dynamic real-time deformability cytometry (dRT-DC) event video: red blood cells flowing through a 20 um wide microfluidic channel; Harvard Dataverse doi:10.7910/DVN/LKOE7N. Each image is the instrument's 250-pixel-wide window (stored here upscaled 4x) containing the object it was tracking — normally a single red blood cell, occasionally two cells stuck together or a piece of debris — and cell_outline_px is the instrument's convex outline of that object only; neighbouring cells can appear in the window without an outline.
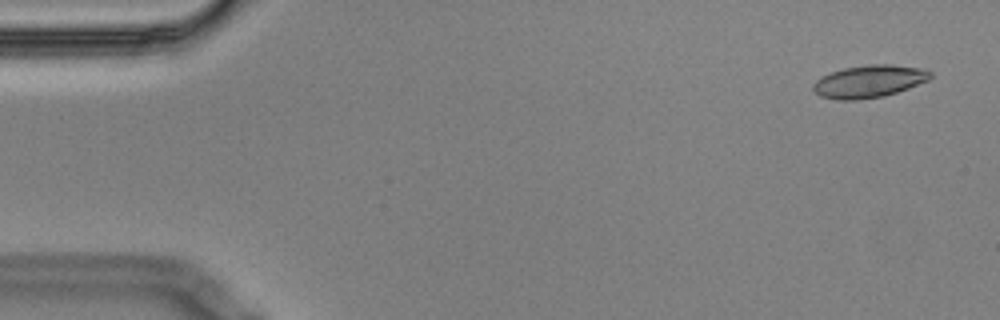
{"species": "Egyptian fruit bat (a non-hibernating species)", "species_latin": "Rousettus aegyptiacus", "temperature_condition": "cold", "stored_images_in_passage": 4, "camera_frame_rate_fps": 3000, "um_per_image_px": 0.085, "animal": {"sex": "male"}, "frame": {"image": 1, "passage_image": 1, "time_ms": 0.0, "image_size_px": [1000, 320], "cell_outline_px": [[932, 76], [928, 80], [908, 88], [884, 96], [856, 100], [836, 100], [820, 96], [812, 92], [812, 84], [816, 80], [832, 72], [844, 68], [868, 64], [892, 64], [920, 68], [932, 72]], "centroid_in_image_um": [73.84, 6.92], "position_along_channel_um": 11.2, "area_um2": 22.2}}